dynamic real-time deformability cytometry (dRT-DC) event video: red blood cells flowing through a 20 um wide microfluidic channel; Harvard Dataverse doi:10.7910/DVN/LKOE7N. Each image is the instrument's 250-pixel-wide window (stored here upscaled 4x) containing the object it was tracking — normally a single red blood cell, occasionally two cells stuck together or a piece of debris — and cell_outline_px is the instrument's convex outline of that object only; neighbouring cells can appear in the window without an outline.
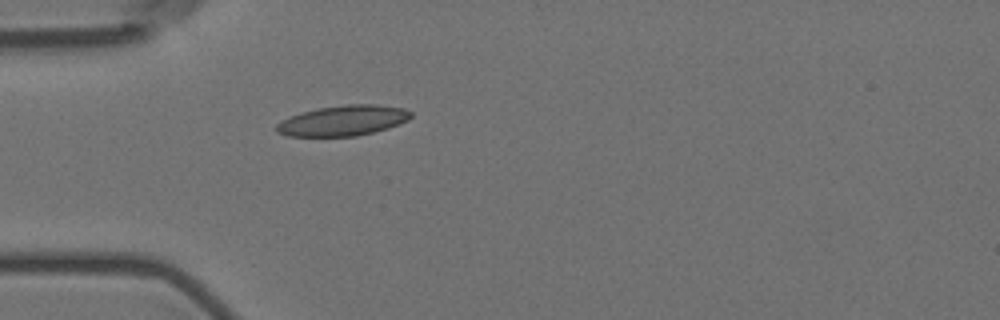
{"species": "Egyptian fruit bat (a non-hibernating species)", "species_latin": "Rousettus aegyptiacus", "temperature_condition": "room temperature", "stored_images_in_passage": 5, "camera_frame_rate_fps": 3000, "um_per_image_px": 0.085, "animal": {"sex": "female"}, "frame": {"image": 1, "passage_image": 5, "time_ms": 1.333, "image_size_px": [1000, 320], "cell_outline_px": [[412, 116], [408, 120], [388, 128], [356, 136], [288, 136], [276, 132], [276, 124], [292, 116], [316, 108], [344, 104], [376, 104], [404, 108], [412, 112]], "centroid_in_image_um": [29.19, 10.24], "position_along_channel_um": 55.8, "area_um2": 23.7}}